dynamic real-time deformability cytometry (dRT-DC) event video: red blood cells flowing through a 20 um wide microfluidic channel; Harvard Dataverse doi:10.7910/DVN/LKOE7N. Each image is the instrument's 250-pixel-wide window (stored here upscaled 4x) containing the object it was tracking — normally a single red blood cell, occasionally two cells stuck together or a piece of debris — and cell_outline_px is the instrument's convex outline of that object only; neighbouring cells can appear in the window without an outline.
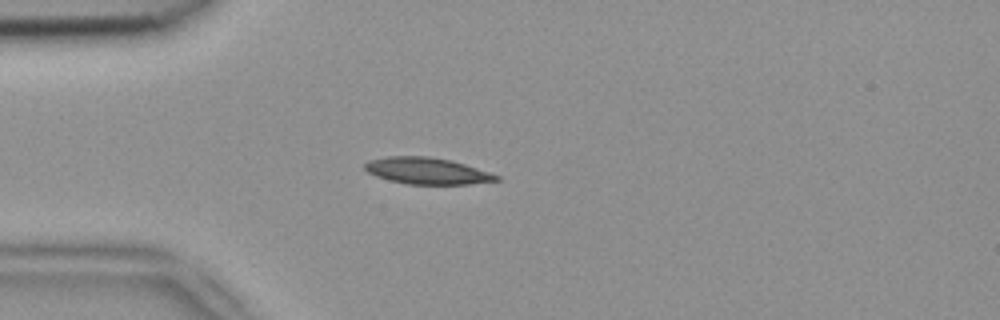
{"species": "common noctule bat (a hibernating species)", "species_latin": "Nyctalus noctula", "temperature_condition": "room temperature", "stored_images_in_passage": 3, "camera_frame_rate_fps": 3000, "um_per_image_px": 0.085, "animal": {"sex": "female", "body_mass_g": 18.4}, "frame": {"image": 1, "passage_image": 3, "time_ms": 0.667, "image_size_px": [1000, 320], "cell_outline_px": [[500, 180], [468, 184], [408, 184], [388, 180], [376, 176], [368, 172], [364, 168], [364, 164], [368, 160], [388, 156], [428, 156], [452, 160], [500, 176]], "centroid_in_image_um": [36.26, 14.52], "position_along_channel_um": 48.7, "area_um2": 20.29}}